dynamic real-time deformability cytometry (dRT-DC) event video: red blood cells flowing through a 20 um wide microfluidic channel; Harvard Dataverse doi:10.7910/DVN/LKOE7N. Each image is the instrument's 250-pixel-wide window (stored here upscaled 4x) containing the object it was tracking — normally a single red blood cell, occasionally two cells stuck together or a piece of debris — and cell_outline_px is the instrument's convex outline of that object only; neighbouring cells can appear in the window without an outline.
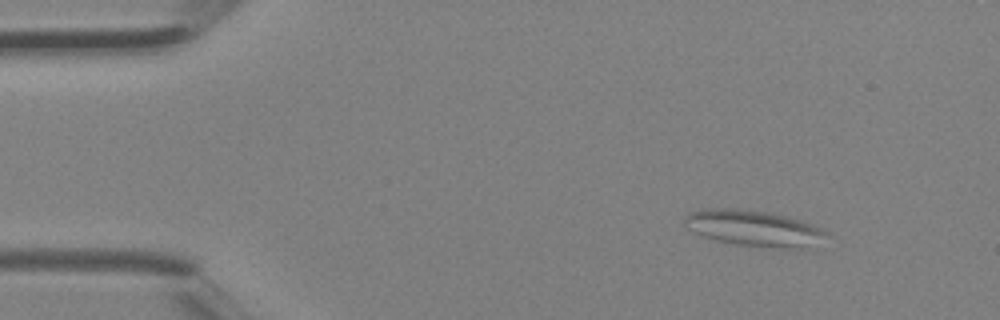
{"species": "Egyptian fruit bat (a non-hibernating species)", "species_latin": "Rousettus aegyptiacus", "temperature_condition": "room temperature", "stored_images_in_passage": 3, "camera_frame_rate_fps": 3000, "um_per_image_px": 0.085, "animal": {"sex": "female"}, "frame": {"image": 1, "passage_image": 1, "time_ms": 0.0, "image_size_px": [1000, 320], "cell_outline_px": [[828, 232], [808, 248], [800, 248], [736, 244], [716, 240], [704, 236], [688, 228], [684, 224], [684, 216], [688, 212], [704, 208], [736, 208], [772, 212], [788, 216], [824, 228]], "centroid_in_image_um": [64.02, 19.35], "position_along_channel_um": 21.0, "area_um2": 29.42}}
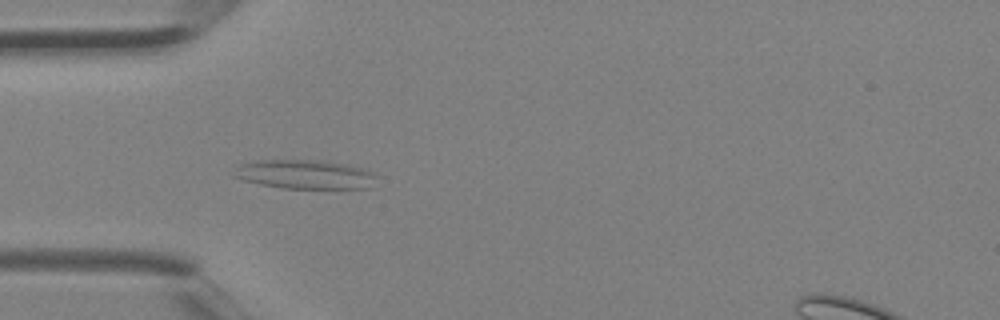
{"frame": {"image": 2, "passage_image": 3, "time_ms": 0.667, "image_size_px": [1000, 320], "cell_outline_px": [[376, 176], [368, 188], [284, 188], [260, 184], [244, 180], [232, 176], [236, 168], [240, 164], [256, 160], [316, 160], [348, 164], [364, 168], [372, 172]], "centroid_in_image_um": [25.89, 14.81], "position_along_channel_um": 59.1, "area_um2": 23.99}}